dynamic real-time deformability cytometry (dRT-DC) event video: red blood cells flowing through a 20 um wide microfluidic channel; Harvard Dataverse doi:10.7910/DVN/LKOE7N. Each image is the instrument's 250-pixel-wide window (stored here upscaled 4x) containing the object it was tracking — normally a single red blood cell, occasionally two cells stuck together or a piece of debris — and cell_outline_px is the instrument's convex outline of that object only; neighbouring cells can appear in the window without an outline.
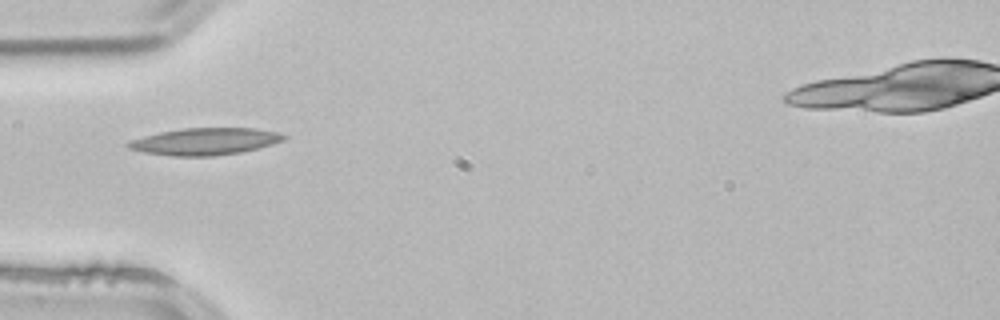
{"species": "common noctule bat (a hibernating species)", "species_latin": "Nyctalus noctula", "temperature_condition": "room temperature", "stored_images_in_passage": 4, "camera_frame_rate_fps": 3000, "um_per_image_px": 0.085, "animal": {"sex": "male", "body_mass_g": 21.5, "forearm_length_mm": 52.0}, "frame": {"image": 1, "passage_image": 4, "time_ms": 1.0, "image_size_px": [1000, 320], "cell_outline_px": [[288, 136], [284, 140], [260, 148], [240, 152], [212, 156], [168, 156], [144, 152], [128, 148], [124, 144], [128, 140], [160, 132], [180, 128], [252, 128], [280, 132]], "centroid_in_image_um": [17.41, 12.02], "position_along_channel_um": 67.6, "area_um2": 24.68}}